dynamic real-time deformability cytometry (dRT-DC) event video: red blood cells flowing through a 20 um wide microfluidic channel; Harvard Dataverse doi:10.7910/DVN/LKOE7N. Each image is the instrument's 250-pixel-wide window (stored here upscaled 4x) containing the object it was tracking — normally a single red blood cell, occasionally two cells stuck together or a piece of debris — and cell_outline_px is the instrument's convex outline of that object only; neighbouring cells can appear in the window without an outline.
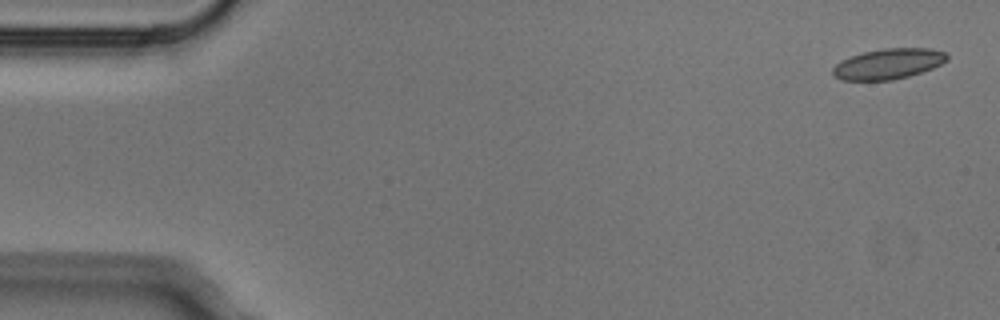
{"species": "Egyptian fruit bat (a non-hibernating species)", "species_latin": "Rousettus aegyptiacus", "temperature_condition": "cold", "stored_images_in_passage": 5, "camera_frame_rate_fps": 3000, "um_per_image_px": 0.085, "animal": {"sex": "male"}, "frame": {"image": 1, "passage_image": 1, "time_ms": 0.0, "image_size_px": [1000, 320], "cell_outline_px": [[948, 60], [932, 68], [908, 76], [892, 80], [840, 80], [832, 76], [832, 68], [840, 60], [864, 52], [884, 48], [928, 48], [944, 52], [948, 56]], "centroid_in_image_um": [75.46, 5.43], "position_along_channel_um": 9.5, "area_um2": 20.23}}
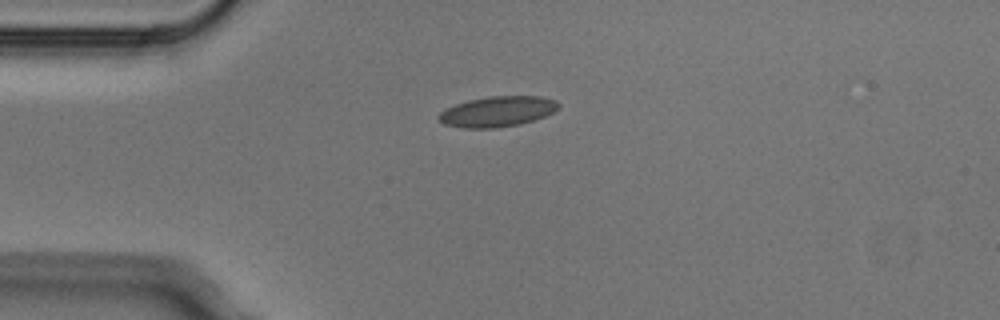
{"frame": {"image": 2, "passage_image": 4, "time_ms": 1.0, "image_size_px": [1000, 320], "cell_outline_px": [[560, 108], [544, 116], [520, 124], [496, 128], [464, 128], [444, 124], [436, 116], [444, 108], [468, 100], [488, 96], [540, 96], [556, 100], [560, 104]], "centroid_in_image_um": [42.27, 9.47], "position_along_channel_um": 42.7, "area_um2": 21.33}}
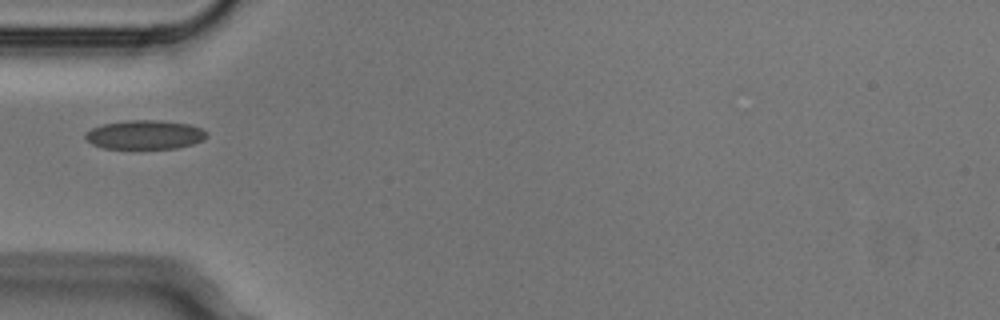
{"frame": {"image": 3, "passage_image": 5, "time_ms": 1.333, "image_size_px": [1000, 320], "cell_outline_px": [[208, 136], [204, 140], [192, 144], [176, 148], [104, 148], [92, 144], [84, 136], [84, 132], [92, 128], [104, 124], [128, 120], [160, 120], [192, 124], [208, 132]], "centroid_in_image_um": [12.35, 11.44], "position_along_channel_um": 72.7, "area_um2": 20.58}}